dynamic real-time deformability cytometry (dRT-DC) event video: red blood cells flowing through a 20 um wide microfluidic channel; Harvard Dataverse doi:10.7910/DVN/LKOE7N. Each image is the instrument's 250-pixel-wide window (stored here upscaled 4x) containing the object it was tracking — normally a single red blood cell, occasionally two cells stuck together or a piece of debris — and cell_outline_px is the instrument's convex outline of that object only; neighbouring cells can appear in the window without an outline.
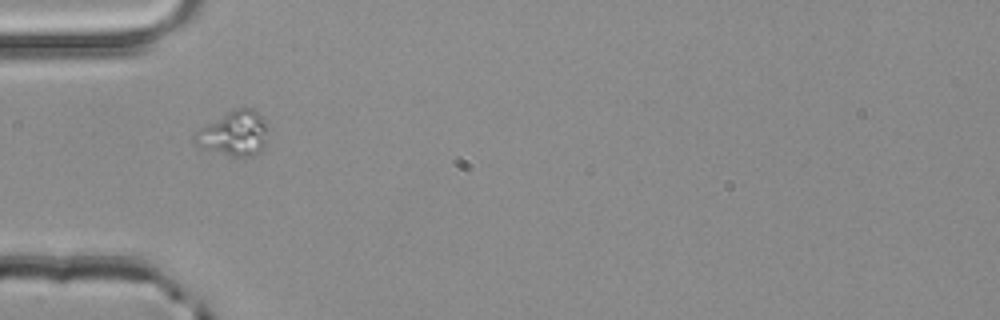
{"species": "common noctule bat (a hibernating species)", "species_latin": "Nyctalus noctula", "temperature_condition": "room temperature", "stored_images_in_passage": 35, "camera_frame_rate_fps": 3000, "um_per_image_px": 0.085, "animal": {"sex": "male", "body_mass_g": 20.4}, "frame": {"image": 1, "passage_image": 1, "time_ms": 0.0, "image_size_px": [1000, 320], "cell_outline_px": [[264, 148], [260, 152], [252, 156], [232, 156], [196, 144], [192, 140], [192, 136], [200, 128], [232, 108], [252, 108], [264, 120]], "centroid_in_image_um": [19.86, 11.32], "position_along_channel_um": 65.1, "area_um2": 18.5}}
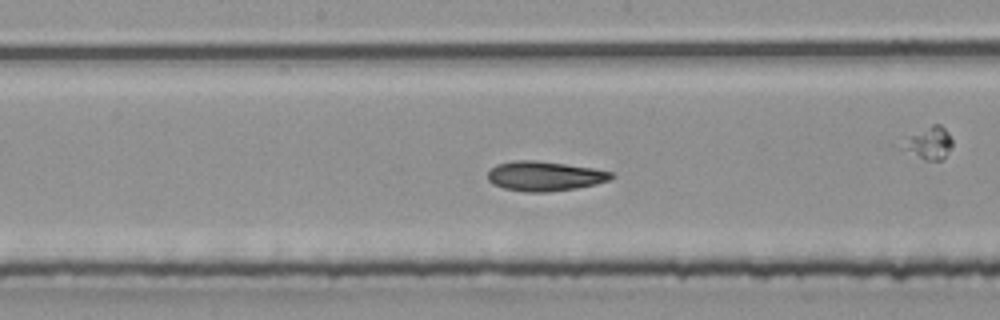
{"frame": {"image": 2, "passage_image": 9, "time_ms": 2.667, "image_size_px": [1000, 320], "cell_outline_px": [[616, 176], [608, 180], [596, 184], [576, 188], [548, 192], [524, 192], [504, 188], [492, 184], [488, 180], [488, 168], [496, 164], [516, 160], [536, 160], [592, 168], [612, 172]], "centroid_in_image_um": [46.25, 14.97], "position_along_channel_um": 201.9, "area_um2": 21.44}}
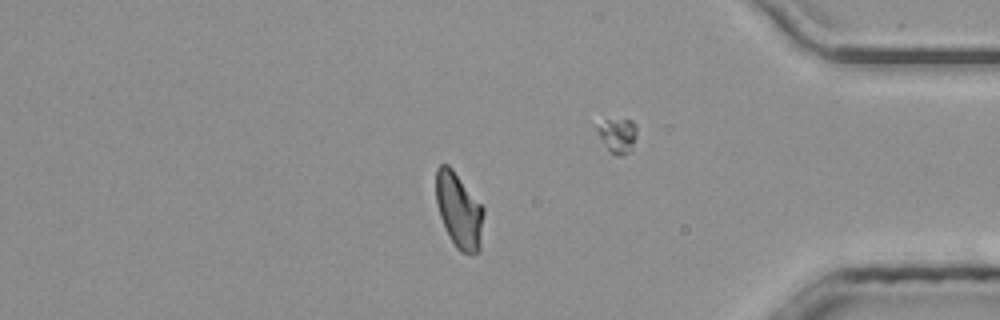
{"frame": {"image": 3, "passage_image": 26, "time_ms": 8.333, "image_size_px": [1000, 320], "cell_outline_px": [[484, 212], [480, 252], [472, 256], [460, 252], [456, 248], [440, 216], [436, 204], [436, 168], [440, 164], [448, 164], [452, 168], [484, 208]], "centroid_in_image_um": [39.03, 17.92], "position_along_channel_um": 396.2, "area_um2": 20.98}, "authors_computed_cell_mechanics": {"area_um2": 20.6346, "velocity_mm_per_s": 4.0166, "shape_relaxation_time_tau1_ms": 5.4816, "shape_relaxation_time_tau2_ms": 2.0294, "deformation_change_tau1": 0.153, "deformation_change_tau2": 0.0802}}